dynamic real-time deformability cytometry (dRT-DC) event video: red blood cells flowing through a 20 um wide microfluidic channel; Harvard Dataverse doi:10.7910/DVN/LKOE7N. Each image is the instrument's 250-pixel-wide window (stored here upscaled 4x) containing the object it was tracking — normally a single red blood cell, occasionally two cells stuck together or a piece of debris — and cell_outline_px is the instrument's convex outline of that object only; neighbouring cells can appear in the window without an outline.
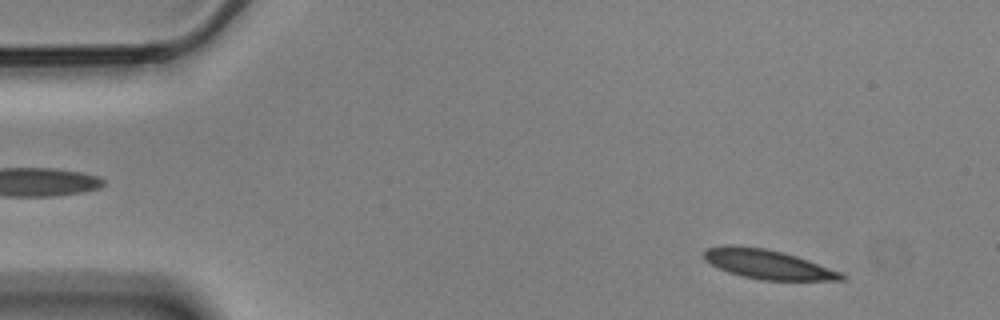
{"species": "Egyptian fruit bat (a non-hibernating species)", "species_latin": "Rousettus aegyptiacus", "temperature_condition": "cold", "stored_images_in_passage": 52, "camera_frame_rate_fps": 3000, "um_per_image_px": 0.085, "animal": {"sex": "male"}, "frame": {"image": 1, "passage_image": 5, "time_ms": 1.333, "image_size_px": [1000, 320], "cell_outline_px": [[848, 276], [844, 280], [760, 280], [728, 272], [704, 260], [704, 252], [708, 248], [728, 244], [732, 244], [764, 248], [784, 252], [808, 260], [840, 272]], "centroid_in_image_um": [65.26, 22.46], "position_along_channel_um": 19.7, "area_um2": 23.35}}
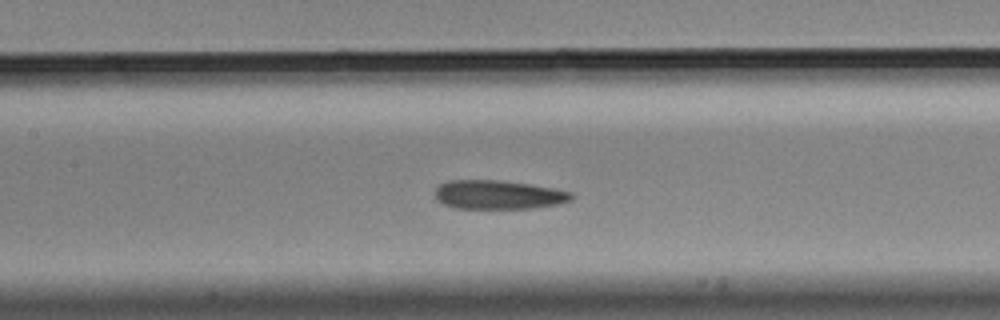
{"frame": {"image": 2, "passage_image": 25, "time_ms": 8.0, "image_size_px": [1000, 320], "cell_outline_px": [[572, 200], [560, 204], [532, 208], [456, 208], [444, 204], [436, 200], [436, 188], [440, 184], [448, 180], [500, 180], [528, 184], [552, 188], [572, 192]], "centroid_in_image_um": [42.36, 16.55], "position_along_channel_um": 165.0, "area_um2": 22.89}}
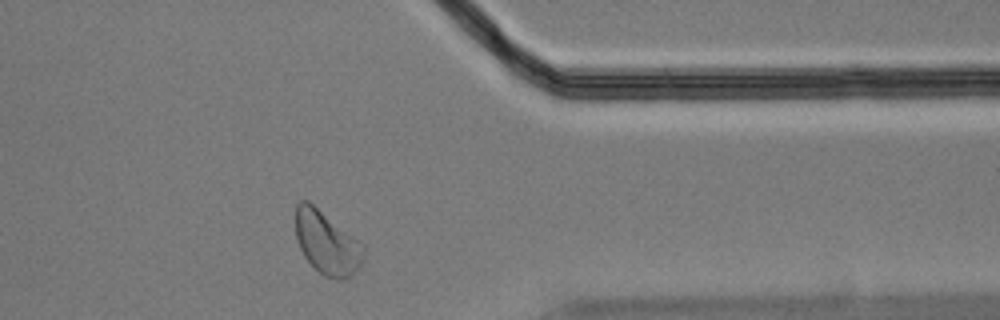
{"frame": {"image": 3, "passage_image": 45, "time_ms": 14.667, "image_size_px": [1000, 320], "cell_outline_px": [[364, 252], [360, 264], [348, 280], [340, 280], [324, 276], [304, 256], [300, 248], [296, 236], [296, 204], [300, 200], [308, 200], [360, 240], [364, 244]], "centroid_in_image_um": [27.79, 20.62], "position_along_channel_um": 383.6, "area_um2": 25.03}, "authors_computed_cell_mechanics": {"area_um2": 23.7558, "velocity_mm_per_s": 3.4694, "shape_relaxation_time_tau1_ms": 6.9528, "shape_relaxation_time_tau2_ms": 3.2126, "deformation_change_tau1": 0.1329, "deformation_change_tau2": 0.087}}